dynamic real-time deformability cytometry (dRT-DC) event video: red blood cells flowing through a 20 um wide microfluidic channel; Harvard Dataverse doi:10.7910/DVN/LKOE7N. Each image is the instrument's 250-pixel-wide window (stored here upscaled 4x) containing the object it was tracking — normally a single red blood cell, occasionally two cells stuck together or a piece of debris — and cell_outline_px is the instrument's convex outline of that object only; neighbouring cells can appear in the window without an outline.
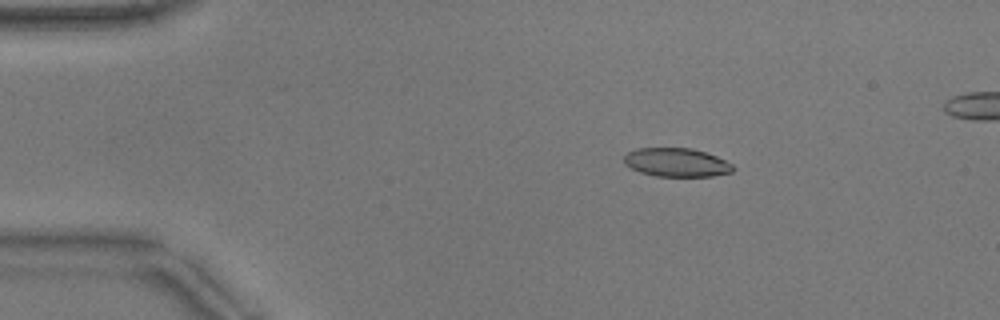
{"species": "common noctule bat (a hibernating species)", "species_latin": "Nyctalus noctula", "temperature_condition": "warm", "stored_images_in_passage": 51, "camera_frame_rate_fps": 3000, "um_per_image_px": 0.085, "animal": {"sex": "male", "body_mass_g": 17.9}, "frame": {"image": 1, "passage_image": 9, "time_ms": 2.667, "image_size_px": [1000, 320], "cell_outline_px": [[736, 168], [732, 172], [712, 176], [656, 176], [640, 172], [624, 164], [624, 156], [628, 152], [636, 148], [692, 148], [716, 156], [732, 164]], "centroid_in_image_um": [57.5, 13.8], "position_along_channel_um": 27.5, "area_um2": 18.15}}
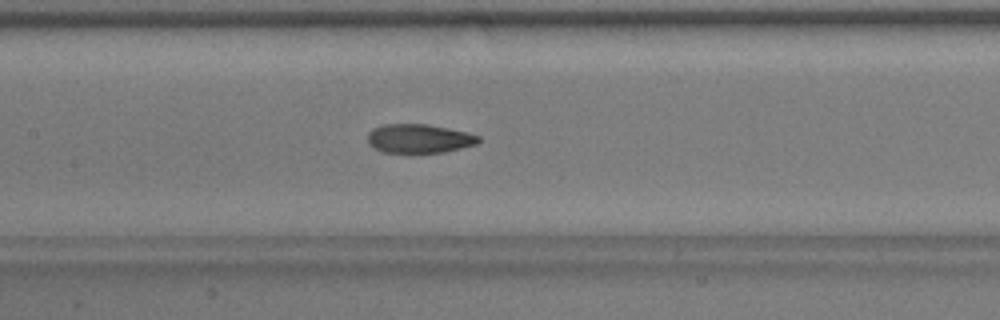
{"frame": {"image": 2, "passage_image": 25, "time_ms": 8.0, "image_size_px": [1000, 320], "cell_outline_px": [[480, 140], [476, 144], [444, 152], [384, 152], [368, 144], [368, 132], [372, 128], [384, 124], [428, 124], [468, 132], [480, 136]], "centroid_in_image_um": [35.62, 11.76], "position_along_channel_um": 171.8, "area_um2": 18.61}}
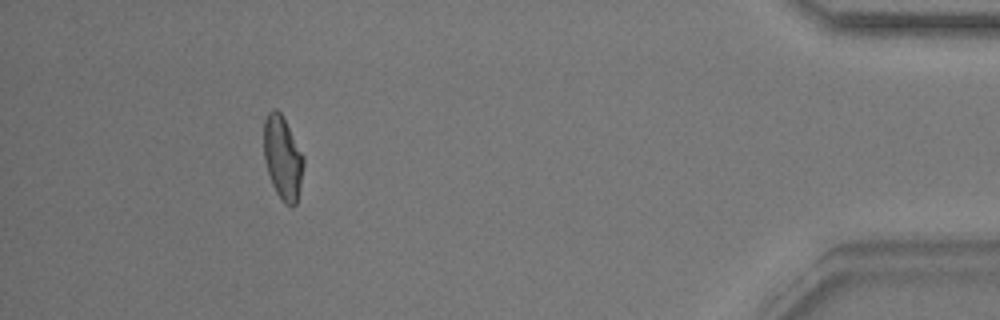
{"frame": {"image": 3, "passage_image": 48, "time_ms": 15.667, "image_size_px": [1000, 320], "cell_outline_px": [[304, 164], [300, 188], [296, 204], [292, 208], [284, 204], [276, 192], [272, 184], [264, 160], [264, 120], [268, 112], [272, 108], [276, 108], [280, 112], [304, 156]], "centroid_in_image_um": [24.03, 13.43], "position_along_channel_um": 411.2, "area_um2": 19.36}}